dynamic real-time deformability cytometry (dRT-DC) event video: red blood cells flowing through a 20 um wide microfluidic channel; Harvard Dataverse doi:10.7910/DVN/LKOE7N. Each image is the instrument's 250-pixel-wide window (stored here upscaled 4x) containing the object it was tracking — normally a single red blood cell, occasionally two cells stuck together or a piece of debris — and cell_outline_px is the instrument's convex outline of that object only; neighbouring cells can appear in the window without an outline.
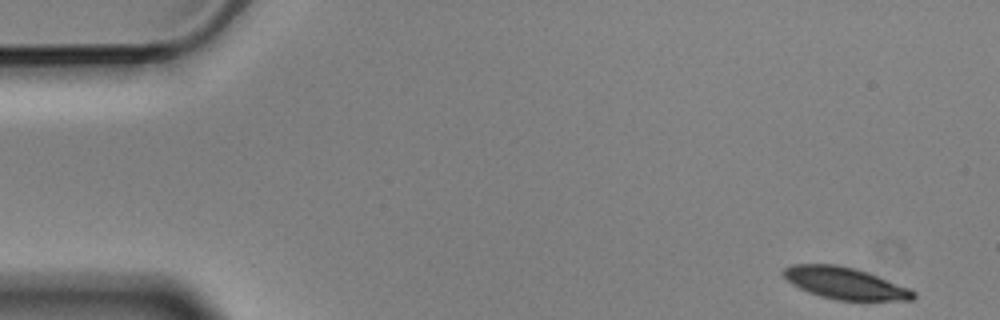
{"species": "Egyptian fruit bat (a non-hibernating species)", "species_latin": "Rousettus aegyptiacus", "temperature_condition": "cold", "stored_images_in_passage": 4, "camera_frame_rate_fps": 3000, "um_per_image_px": 0.085, "animal": {"sex": "male"}, "frame": {"image": 1, "passage_image": 1, "time_ms": 0.0, "image_size_px": [1000, 320], "cell_outline_px": [[916, 296], [912, 300], [836, 300], [820, 296], [808, 292], [792, 284], [780, 272], [784, 268], [792, 264], [836, 264], [868, 272], [908, 288], [916, 292]], "centroid_in_image_um": [71.8, 24.07], "position_along_channel_um": 13.2, "area_um2": 23.93}}
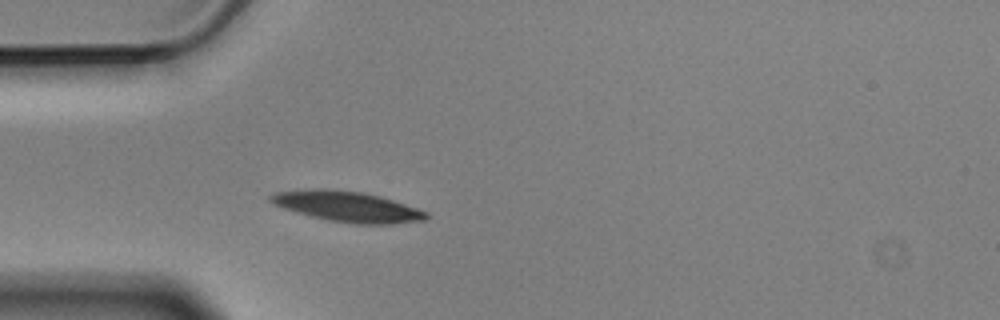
{"frame": {"image": 2, "passage_image": 4, "time_ms": 1.0, "image_size_px": [1000, 320], "cell_outline_px": [[428, 216], [424, 220], [392, 224], [356, 224], [328, 220], [296, 212], [284, 208], [268, 200], [268, 196], [276, 192], [316, 188], [324, 188], [364, 192], [380, 196], [428, 212]], "centroid_in_image_um": [29.52, 17.55], "position_along_channel_um": 55.5, "area_um2": 27.46}}